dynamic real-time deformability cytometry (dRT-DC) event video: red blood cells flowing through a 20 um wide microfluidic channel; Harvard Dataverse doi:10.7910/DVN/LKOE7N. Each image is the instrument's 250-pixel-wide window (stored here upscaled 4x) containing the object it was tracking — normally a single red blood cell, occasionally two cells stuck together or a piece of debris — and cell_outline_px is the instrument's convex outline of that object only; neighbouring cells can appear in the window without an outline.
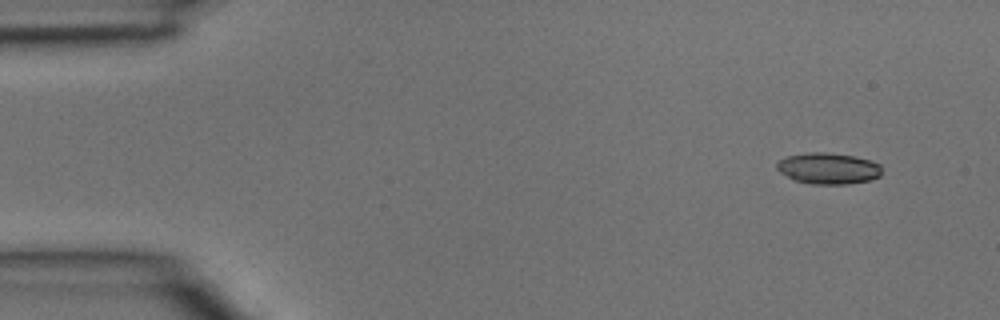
{"species": "common noctule bat (a hibernating species)", "species_latin": "Nyctalus noctula", "temperature_condition": "room temperature", "stored_images_in_passage": 4, "camera_frame_rate_fps": 3000, "um_per_image_px": 0.085, "animal": {"sex": "male", "body_mass_g": 15.6}, "frame": {"image": 1, "passage_image": 1, "time_ms": 0.0, "image_size_px": [1000, 320], "cell_outline_px": [[880, 176], [872, 180], [848, 184], [812, 184], [796, 180], [780, 172], [776, 168], [776, 164], [780, 160], [788, 156], [808, 152], [828, 152], [852, 156], [872, 160], [880, 164]], "centroid_in_image_um": [70.43, 14.31], "position_along_channel_um": 14.6, "area_um2": 19.07}}